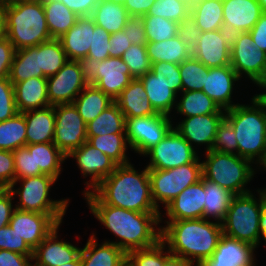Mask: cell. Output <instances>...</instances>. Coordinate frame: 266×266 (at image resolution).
<instances>
[{
  "mask_svg": "<svg viewBox=\"0 0 266 266\" xmlns=\"http://www.w3.org/2000/svg\"><path fill=\"white\" fill-rule=\"evenodd\" d=\"M88 204H106L135 212H160L152 199L149 169L138 173L129 162L118 165L93 191L83 194Z\"/></svg>",
  "mask_w": 266,
  "mask_h": 266,
  "instance_id": "obj_1",
  "label": "cell"
},
{
  "mask_svg": "<svg viewBox=\"0 0 266 266\" xmlns=\"http://www.w3.org/2000/svg\"><path fill=\"white\" fill-rule=\"evenodd\" d=\"M91 213L120 238L115 244L126 254L143 248L154 246L161 240L162 221L160 212H135L106 204H88ZM155 226V227H154Z\"/></svg>",
  "mask_w": 266,
  "mask_h": 266,
  "instance_id": "obj_2",
  "label": "cell"
},
{
  "mask_svg": "<svg viewBox=\"0 0 266 266\" xmlns=\"http://www.w3.org/2000/svg\"><path fill=\"white\" fill-rule=\"evenodd\" d=\"M161 240L167 244L169 252L176 257L196 262L211 257L223 235L222 223L203 218L179 221H165Z\"/></svg>",
  "mask_w": 266,
  "mask_h": 266,
  "instance_id": "obj_3",
  "label": "cell"
},
{
  "mask_svg": "<svg viewBox=\"0 0 266 266\" xmlns=\"http://www.w3.org/2000/svg\"><path fill=\"white\" fill-rule=\"evenodd\" d=\"M251 104L227 109L225 119L235 131L238 156L260 165L266 158V111L254 96Z\"/></svg>",
  "mask_w": 266,
  "mask_h": 266,
  "instance_id": "obj_4",
  "label": "cell"
},
{
  "mask_svg": "<svg viewBox=\"0 0 266 266\" xmlns=\"http://www.w3.org/2000/svg\"><path fill=\"white\" fill-rule=\"evenodd\" d=\"M4 26L5 36L15 50L36 47L52 39L40 0L7 4Z\"/></svg>",
  "mask_w": 266,
  "mask_h": 266,
  "instance_id": "obj_5",
  "label": "cell"
},
{
  "mask_svg": "<svg viewBox=\"0 0 266 266\" xmlns=\"http://www.w3.org/2000/svg\"><path fill=\"white\" fill-rule=\"evenodd\" d=\"M257 192L259 199L251 192L235 195L222 222L223 235L247 242L255 248L261 242L259 221L262 204L266 200V188L257 189Z\"/></svg>",
  "mask_w": 266,
  "mask_h": 266,
  "instance_id": "obj_6",
  "label": "cell"
},
{
  "mask_svg": "<svg viewBox=\"0 0 266 266\" xmlns=\"http://www.w3.org/2000/svg\"><path fill=\"white\" fill-rule=\"evenodd\" d=\"M206 153V161H202L203 178L220 185L234 195L250 193L248 182L255 174L249 159L235 154L221 153L211 150ZM246 187V188H245Z\"/></svg>",
  "mask_w": 266,
  "mask_h": 266,
  "instance_id": "obj_7",
  "label": "cell"
},
{
  "mask_svg": "<svg viewBox=\"0 0 266 266\" xmlns=\"http://www.w3.org/2000/svg\"><path fill=\"white\" fill-rule=\"evenodd\" d=\"M56 180L47 174L16 179L9 188L13 196L18 194L17 196L20 198V202L15 205V208L48 214L57 224H61L70 201L69 199L50 200L49 191ZM18 181L22 184L19 188L14 189Z\"/></svg>",
  "mask_w": 266,
  "mask_h": 266,
  "instance_id": "obj_8",
  "label": "cell"
},
{
  "mask_svg": "<svg viewBox=\"0 0 266 266\" xmlns=\"http://www.w3.org/2000/svg\"><path fill=\"white\" fill-rule=\"evenodd\" d=\"M202 177V162L199 156L192 163L175 168L149 169L151 194L156 208L159 210L158 203L166 207L185 188L197 183Z\"/></svg>",
  "mask_w": 266,
  "mask_h": 266,
  "instance_id": "obj_9",
  "label": "cell"
},
{
  "mask_svg": "<svg viewBox=\"0 0 266 266\" xmlns=\"http://www.w3.org/2000/svg\"><path fill=\"white\" fill-rule=\"evenodd\" d=\"M77 61L88 84L95 85L112 100H115L134 79L121 57H108L101 61L82 58Z\"/></svg>",
  "mask_w": 266,
  "mask_h": 266,
  "instance_id": "obj_10",
  "label": "cell"
},
{
  "mask_svg": "<svg viewBox=\"0 0 266 266\" xmlns=\"http://www.w3.org/2000/svg\"><path fill=\"white\" fill-rule=\"evenodd\" d=\"M230 65L239 78L244 73L256 85L266 80V53L254 45L249 32L232 35Z\"/></svg>",
  "mask_w": 266,
  "mask_h": 266,
  "instance_id": "obj_11",
  "label": "cell"
},
{
  "mask_svg": "<svg viewBox=\"0 0 266 266\" xmlns=\"http://www.w3.org/2000/svg\"><path fill=\"white\" fill-rule=\"evenodd\" d=\"M125 119V133L129 147L143 156L174 128L171 123L172 118L159 113Z\"/></svg>",
  "mask_w": 266,
  "mask_h": 266,
  "instance_id": "obj_12",
  "label": "cell"
},
{
  "mask_svg": "<svg viewBox=\"0 0 266 266\" xmlns=\"http://www.w3.org/2000/svg\"><path fill=\"white\" fill-rule=\"evenodd\" d=\"M53 143L68 156L87 141V127L73 103L54 105Z\"/></svg>",
  "mask_w": 266,
  "mask_h": 266,
  "instance_id": "obj_13",
  "label": "cell"
},
{
  "mask_svg": "<svg viewBox=\"0 0 266 266\" xmlns=\"http://www.w3.org/2000/svg\"><path fill=\"white\" fill-rule=\"evenodd\" d=\"M150 157L148 169L166 170L192 163L198 154L196 150L173 128L157 145L144 156Z\"/></svg>",
  "mask_w": 266,
  "mask_h": 266,
  "instance_id": "obj_14",
  "label": "cell"
},
{
  "mask_svg": "<svg viewBox=\"0 0 266 266\" xmlns=\"http://www.w3.org/2000/svg\"><path fill=\"white\" fill-rule=\"evenodd\" d=\"M192 56L207 68L230 65L232 35L224 29L207 32H189Z\"/></svg>",
  "mask_w": 266,
  "mask_h": 266,
  "instance_id": "obj_15",
  "label": "cell"
},
{
  "mask_svg": "<svg viewBox=\"0 0 266 266\" xmlns=\"http://www.w3.org/2000/svg\"><path fill=\"white\" fill-rule=\"evenodd\" d=\"M87 85L78 61L68 60L55 75L47 77L49 104L73 103Z\"/></svg>",
  "mask_w": 266,
  "mask_h": 266,
  "instance_id": "obj_16",
  "label": "cell"
},
{
  "mask_svg": "<svg viewBox=\"0 0 266 266\" xmlns=\"http://www.w3.org/2000/svg\"><path fill=\"white\" fill-rule=\"evenodd\" d=\"M76 159L78 168L83 177L91 176L89 182L86 183L87 189L83 193H87L94 189L103 179L107 178L118 166L112 159L90 145L87 141L79 148L72 151L67 158Z\"/></svg>",
  "mask_w": 266,
  "mask_h": 266,
  "instance_id": "obj_17",
  "label": "cell"
},
{
  "mask_svg": "<svg viewBox=\"0 0 266 266\" xmlns=\"http://www.w3.org/2000/svg\"><path fill=\"white\" fill-rule=\"evenodd\" d=\"M8 225L34 250L58 224L48 214L15 209Z\"/></svg>",
  "mask_w": 266,
  "mask_h": 266,
  "instance_id": "obj_18",
  "label": "cell"
},
{
  "mask_svg": "<svg viewBox=\"0 0 266 266\" xmlns=\"http://www.w3.org/2000/svg\"><path fill=\"white\" fill-rule=\"evenodd\" d=\"M225 118V114H207L186 117L174 127L195 150L193 143L206 146V152L212 150L217 127Z\"/></svg>",
  "mask_w": 266,
  "mask_h": 266,
  "instance_id": "obj_19",
  "label": "cell"
},
{
  "mask_svg": "<svg viewBox=\"0 0 266 266\" xmlns=\"http://www.w3.org/2000/svg\"><path fill=\"white\" fill-rule=\"evenodd\" d=\"M262 14L257 0H223V28L231 35L249 32Z\"/></svg>",
  "mask_w": 266,
  "mask_h": 266,
  "instance_id": "obj_20",
  "label": "cell"
},
{
  "mask_svg": "<svg viewBox=\"0 0 266 266\" xmlns=\"http://www.w3.org/2000/svg\"><path fill=\"white\" fill-rule=\"evenodd\" d=\"M255 249L247 242L222 235L211 257L198 266H255Z\"/></svg>",
  "mask_w": 266,
  "mask_h": 266,
  "instance_id": "obj_21",
  "label": "cell"
},
{
  "mask_svg": "<svg viewBox=\"0 0 266 266\" xmlns=\"http://www.w3.org/2000/svg\"><path fill=\"white\" fill-rule=\"evenodd\" d=\"M60 224L46 236V238L33 250L34 266H61L73 262L79 255L81 248L70 242L58 239Z\"/></svg>",
  "mask_w": 266,
  "mask_h": 266,
  "instance_id": "obj_22",
  "label": "cell"
},
{
  "mask_svg": "<svg viewBox=\"0 0 266 266\" xmlns=\"http://www.w3.org/2000/svg\"><path fill=\"white\" fill-rule=\"evenodd\" d=\"M205 188L204 178L185 188L166 207L169 221L203 218Z\"/></svg>",
  "mask_w": 266,
  "mask_h": 266,
  "instance_id": "obj_23",
  "label": "cell"
},
{
  "mask_svg": "<svg viewBox=\"0 0 266 266\" xmlns=\"http://www.w3.org/2000/svg\"><path fill=\"white\" fill-rule=\"evenodd\" d=\"M239 80L240 78L231 65L209 68L205 73V84L202 91L221 109H231L239 104H234L231 100L234 83Z\"/></svg>",
  "mask_w": 266,
  "mask_h": 266,
  "instance_id": "obj_24",
  "label": "cell"
},
{
  "mask_svg": "<svg viewBox=\"0 0 266 266\" xmlns=\"http://www.w3.org/2000/svg\"><path fill=\"white\" fill-rule=\"evenodd\" d=\"M146 50L151 64L157 62L181 64L192 56L189 31L186 28L172 39L160 42H147Z\"/></svg>",
  "mask_w": 266,
  "mask_h": 266,
  "instance_id": "obj_25",
  "label": "cell"
},
{
  "mask_svg": "<svg viewBox=\"0 0 266 266\" xmlns=\"http://www.w3.org/2000/svg\"><path fill=\"white\" fill-rule=\"evenodd\" d=\"M95 22L90 16H82L59 38L68 60L86 58L93 40Z\"/></svg>",
  "mask_w": 266,
  "mask_h": 266,
  "instance_id": "obj_26",
  "label": "cell"
},
{
  "mask_svg": "<svg viewBox=\"0 0 266 266\" xmlns=\"http://www.w3.org/2000/svg\"><path fill=\"white\" fill-rule=\"evenodd\" d=\"M114 102L118 105L125 118L158 114L147 98L144 85L139 78L132 79Z\"/></svg>",
  "mask_w": 266,
  "mask_h": 266,
  "instance_id": "obj_27",
  "label": "cell"
},
{
  "mask_svg": "<svg viewBox=\"0 0 266 266\" xmlns=\"http://www.w3.org/2000/svg\"><path fill=\"white\" fill-rule=\"evenodd\" d=\"M15 103L18 112L45 108L49 106L47 78L31 77L14 84Z\"/></svg>",
  "mask_w": 266,
  "mask_h": 266,
  "instance_id": "obj_28",
  "label": "cell"
},
{
  "mask_svg": "<svg viewBox=\"0 0 266 266\" xmlns=\"http://www.w3.org/2000/svg\"><path fill=\"white\" fill-rule=\"evenodd\" d=\"M189 32H207L223 28V0H201L190 6Z\"/></svg>",
  "mask_w": 266,
  "mask_h": 266,
  "instance_id": "obj_29",
  "label": "cell"
},
{
  "mask_svg": "<svg viewBox=\"0 0 266 266\" xmlns=\"http://www.w3.org/2000/svg\"><path fill=\"white\" fill-rule=\"evenodd\" d=\"M81 266H122L126 253L115 244L103 242L98 244L92 234L80 251Z\"/></svg>",
  "mask_w": 266,
  "mask_h": 266,
  "instance_id": "obj_30",
  "label": "cell"
},
{
  "mask_svg": "<svg viewBox=\"0 0 266 266\" xmlns=\"http://www.w3.org/2000/svg\"><path fill=\"white\" fill-rule=\"evenodd\" d=\"M26 121L27 145L53 142L55 129L54 106L23 113Z\"/></svg>",
  "mask_w": 266,
  "mask_h": 266,
  "instance_id": "obj_31",
  "label": "cell"
},
{
  "mask_svg": "<svg viewBox=\"0 0 266 266\" xmlns=\"http://www.w3.org/2000/svg\"><path fill=\"white\" fill-rule=\"evenodd\" d=\"M139 79L144 85L147 98L154 110L159 114L171 116L170 113L176 106L178 96L171 86L159 80L151 70Z\"/></svg>",
  "mask_w": 266,
  "mask_h": 266,
  "instance_id": "obj_32",
  "label": "cell"
},
{
  "mask_svg": "<svg viewBox=\"0 0 266 266\" xmlns=\"http://www.w3.org/2000/svg\"><path fill=\"white\" fill-rule=\"evenodd\" d=\"M113 102L114 100L102 90L98 89L95 85L88 84L75 98L73 104L83 121L87 124L99 116Z\"/></svg>",
  "mask_w": 266,
  "mask_h": 266,
  "instance_id": "obj_33",
  "label": "cell"
},
{
  "mask_svg": "<svg viewBox=\"0 0 266 266\" xmlns=\"http://www.w3.org/2000/svg\"><path fill=\"white\" fill-rule=\"evenodd\" d=\"M90 17L108 33L122 31L130 17L123 4L100 0Z\"/></svg>",
  "mask_w": 266,
  "mask_h": 266,
  "instance_id": "obj_34",
  "label": "cell"
},
{
  "mask_svg": "<svg viewBox=\"0 0 266 266\" xmlns=\"http://www.w3.org/2000/svg\"><path fill=\"white\" fill-rule=\"evenodd\" d=\"M205 203L203 219L213 218L216 222L222 223L226 217L230 203L235 196L220 185L204 179Z\"/></svg>",
  "mask_w": 266,
  "mask_h": 266,
  "instance_id": "obj_35",
  "label": "cell"
},
{
  "mask_svg": "<svg viewBox=\"0 0 266 266\" xmlns=\"http://www.w3.org/2000/svg\"><path fill=\"white\" fill-rule=\"evenodd\" d=\"M31 77H45L39 69L38 45L15 51L8 78L14 85Z\"/></svg>",
  "mask_w": 266,
  "mask_h": 266,
  "instance_id": "obj_36",
  "label": "cell"
},
{
  "mask_svg": "<svg viewBox=\"0 0 266 266\" xmlns=\"http://www.w3.org/2000/svg\"><path fill=\"white\" fill-rule=\"evenodd\" d=\"M46 23L52 39L62 37L76 22L79 16L60 1L42 2Z\"/></svg>",
  "mask_w": 266,
  "mask_h": 266,
  "instance_id": "obj_37",
  "label": "cell"
},
{
  "mask_svg": "<svg viewBox=\"0 0 266 266\" xmlns=\"http://www.w3.org/2000/svg\"><path fill=\"white\" fill-rule=\"evenodd\" d=\"M179 102H176V111L185 117L207 114H225L226 110L221 109L203 91H182Z\"/></svg>",
  "mask_w": 266,
  "mask_h": 266,
  "instance_id": "obj_38",
  "label": "cell"
},
{
  "mask_svg": "<svg viewBox=\"0 0 266 266\" xmlns=\"http://www.w3.org/2000/svg\"><path fill=\"white\" fill-rule=\"evenodd\" d=\"M126 119L118 105L113 102L99 116L87 123V139L113 133H125Z\"/></svg>",
  "mask_w": 266,
  "mask_h": 266,
  "instance_id": "obj_39",
  "label": "cell"
},
{
  "mask_svg": "<svg viewBox=\"0 0 266 266\" xmlns=\"http://www.w3.org/2000/svg\"><path fill=\"white\" fill-rule=\"evenodd\" d=\"M67 156L53 143L34 144L35 169L42 175L47 174L56 179L61 173V165Z\"/></svg>",
  "mask_w": 266,
  "mask_h": 266,
  "instance_id": "obj_40",
  "label": "cell"
},
{
  "mask_svg": "<svg viewBox=\"0 0 266 266\" xmlns=\"http://www.w3.org/2000/svg\"><path fill=\"white\" fill-rule=\"evenodd\" d=\"M87 142L107 155L117 165L129 163L126 155L127 147L129 146L126 133L90 136Z\"/></svg>",
  "mask_w": 266,
  "mask_h": 266,
  "instance_id": "obj_41",
  "label": "cell"
},
{
  "mask_svg": "<svg viewBox=\"0 0 266 266\" xmlns=\"http://www.w3.org/2000/svg\"><path fill=\"white\" fill-rule=\"evenodd\" d=\"M67 61V55L59 39L38 44L39 69L46 78L55 75Z\"/></svg>",
  "mask_w": 266,
  "mask_h": 266,
  "instance_id": "obj_42",
  "label": "cell"
},
{
  "mask_svg": "<svg viewBox=\"0 0 266 266\" xmlns=\"http://www.w3.org/2000/svg\"><path fill=\"white\" fill-rule=\"evenodd\" d=\"M27 145L26 121L23 113L0 122V150L14 151Z\"/></svg>",
  "mask_w": 266,
  "mask_h": 266,
  "instance_id": "obj_43",
  "label": "cell"
},
{
  "mask_svg": "<svg viewBox=\"0 0 266 266\" xmlns=\"http://www.w3.org/2000/svg\"><path fill=\"white\" fill-rule=\"evenodd\" d=\"M146 15L169 19L186 29L190 23V5L187 0H155Z\"/></svg>",
  "mask_w": 266,
  "mask_h": 266,
  "instance_id": "obj_44",
  "label": "cell"
},
{
  "mask_svg": "<svg viewBox=\"0 0 266 266\" xmlns=\"http://www.w3.org/2000/svg\"><path fill=\"white\" fill-rule=\"evenodd\" d=\"M142 18L147 42L172 39L184 30L179 23L160 16L144 15Z\"/></svg>",
  "mask_w": 266,
  "mask_h": 266,
  "instance_id": "obj_45",
  "label": "cell"
},
{
  "mask_svg": "<svg viewBox=\"0 0 266 266\" xmlns=\"http://www.w3.org/2000/svg\"><path fill=\"white\" fill-rule=\"evenodd\" d=\"M166 244L160 240L154 246L131 251L126 254V261L131 266H164L166 260L172 255Z\"/></svg>",
  "mask_w": 266,
  "mask_h": 266,
  "instance_id": "obj_46",
  "label": "cell"
},
{
  "mask_svg": "<svg viewBox=\"0 0 266 266\" xmlns=\"http://www.w3.org/2000/svg\"><path fill=\"white\" fill-rule=\"evenodd\" d=\"M182 91H202L205 73L209 70L198 59L191 56L179 64Z\"/></svg>",
  "mask_w": 266,
  "mask_h": 266,
  "instance_id": "obj_47",
  "label": "cell"
},
{
  "mask_svg": "<svg viewBox=\"0 0 266 266\" xmlns=\"http://www.w3.org/2000/svg\"><path fill=\"white\" fill-rule=\"evenodd\" d=\"M121 58L128 65L133 78H140L151 70L152 64L147 54L146 45L132 44Z\"/></svg>",
  "mask_w": 266,
  "mask_h": 266,
  "instance_id": "obj_48",
  "label": "cell"
},
{
  "mask_svg": "<svg viewBox=\"0 0 266 266\" xmlns=\"http://www.w3.org/2000/svg\"><path fill=\"white\" fill-rule=\"evenodd\" d=\"M15 165V180L41 175L35 169L34 144L19 147L13 151Z\"/></svg>",
  "mask_w": 266,
  "mask_h": 266,
  "instance_id": "obj_49",
  "label": "cell"
},
{
  "mask_svg": "<svg viewBox=\"0 0 266 266\" xmlns=\"http://www.w3.org/2000/svg\"><path fill=\"white\" fill-rule=\"evenodd\" d=\"M236 134L231 124L224 118L217 127L212 150L238 155Z\"/></svg>",
  "mask_w": 266,
  "mask_h": 266,
  "instance_id": "obj_50",
  "label": "cell"
},
{
  "mask_svg": "<svg viewBox=\"0 0 266 266\" xmlns=\"http://www.w3.org/2000/svg\"><path fill=\"white\" fill-rule=\"evenodd\" d=\"M151 71L159 80L171 86L177 94L182 92V79L180 76L179 64L171 62L152 63Z\"/></svg>",
  "mask_w": 266,
  "mask_h": 266,
  "instance_id": "obj_51",
  "label": "cell"
},
{
  "mask_svg": "<svg viewBox=\"0 0 266 266\" xmlns=\"http://www.w3.org/2000/svg\"><path fill=\"white\" fill-rule=\"evenodd\" d=\"M17 113L14 85L9 78H0V122L10 119Z\"/></svg>",
  "mask_w": 266,
  "mask_h": 266,
  "instance_id": "obj_52",
  "label": "cell"
},
{
  "mask_svg": "<svg viewBox=\"0 0 266 266\" xmlns=\"http://www.w3.org/2000/svg\"><path fill=\"white\" fill-rule=\"evenodd\" d=\"M0 250L33 255V250L9 225L0 228Z\"/></svg>",
  "mask_w": 266,
  "mask_h": 266,
  "instance_id": "obj_53",
  "label": "cell"
},
{
  "mask_svg": "<svg viewBox=\"0 0 266 266\" xmlns=\"http://www.w3.org/2000/svg\"><path fill=\"white\" fill-rule=\"evenodd\" d=\"M110 33H108L104 28L96 25L93 32V40L90 45L89 52L86 58H92L96 60H105L109 56L110 48Z\"/></svg>",
  "mask_w": 266,
  "mask_h": 266,
  "instance_id": "obj_54",
  "label": "cell"
},
{
  "mask_svg": "<svg viewBox=\"0 0 266 266\" xmlns=\"http://www.w3.org/2000/svg\"><path fill=\"white\" fill-rule=\"evenodd\" d=\"M15 181L14 154L0 150V188L9 189Z\"/></svg>",
  "mask_w": 266,
  "mask_h": 266,
  "instance_id": "obj_55",
  "label": "cell"
},
{
  "mask_svg": "<svg viewBox=\"0 0 266 266\" xmlns=\"http://www.w3.org/2000/svg\"><path fill=\"white\" fill-rule=\"evenodd\" d=\"M123 31L133 45H146L147 38L142 17L130 16Z\"/></svg>",
  "mask_w": 266,
  "mask_h": 266,
  "instance_id": "obj_56",
  "label": "cell"
},
{
  "mask_svg": "<svg viewBox=\"0 0 266 266\" xmlns=\"http://www.w3.org/2000/svg\"><path fill=\"white\" fill-rule=\"evenodd\" d=\"M15 51L14 46L6 36L0 39V78L9 77Z\"/></svg>",
  "mask_w": 266,
  "mask_h": 266,
  "instance_id": "obj_57",
  "label": "cell"
},
{
  "mask_svg": "<svg viewBox=\"0 0 266 266\" xmlns=\"http://www.w3.org/2000/svg\"><path fill=\"white\" fill-rule=\"evenodd\" d=\"M13 197L9 189L0 188V228L8 226L16 209L12 205Z\"/></svg>",
  "mask_w": 266,
  "mask_h": 266,
  "instance_id": "obj_58",
  "label": "cell"
},
{
  "mask_svg": "<svg viewBox=\"0 0 266 266\" xmlns=\"http://www.w3.org/2000/svg\"><path fill=\"white\" fill-rule=\"evenodd\" d=\"M30 261L33 262V255H23L14 251L0 250V266H34Z\"/></svg>",
  "mask_w": 266,
  "mask_h": 266,
  "instance_id": "obj_59",
  "label": "cell"
},
{
  "mask_svg": "<svg viewBox=\"0 0 266 266\" xmlns=\"http://www.w3.org/2000/svg\"><path fill=\"white\" fill-rule=\"evenodd\" d=\"M110 48L109 56L110 57H121L123 53L131 47V42L125 32L118 31L110 35Z\"/></svg>",
  "mask_w": 266,
  "mask_h": 266,
  "instance_id": "obj_60",
  "label": "cell"
},
{
  "mask_svg": "<svg viewBox=\"0 0 266 266\" xmlns=\"http://www.w3.org/2000/svg\"><path fill=\"white\" fill-rule=\"evenodd\" d=\"M79 17L90 16L100 0H59Z\"/></svg>",
  "mask_w": 266,
  "mask_h": 266,
  "instance_id": "obj_61",
  "label": "cell"
},
{
  "mask_svg": "<svg viewBox=\"0 0 266 266\" xmlns=\"http://www.w3.org/2000/svg\"><path fill=\"white\" fill-rule=\"evenodd\" d=\"M253 43L266 53V13H263L254 27L249 31Z\"/></svg>",
  "mask_w": 266,
  "mask_h": 266,
  "instance_id": "obj_62",
  "label": "cell"
},
{
  "mask_svg": "<svg viewBox=\"0 0 266 266\" xmlns=\"http://www.w3.org/2000/svg\"><path fill=\"white\" fill-rule=\"evenodd\" d=\"M155 0H126L124 6L129 16L142 17L146 15Z\"/></svg>",
  "mask_w": 266,
  "mask_h": 266,
  "instance_id": "obj_63",
  "label": "cell"
},
{
  "mask_svg": "<svg viewBox=\"0 0 266 266\" xmlns=\"http://www.w3.org/2000/svg\"><path fill=\"white\" fill-rule=\"evenodd\" d=\"M164 266H194L193 262L186 259L171 255L165 262Z\"/></svg>",
  "mask_w": 266,
  "mask_h": 266,
  "instance_id": "obj_64",
  "label": "cell"
},
{
  "mask_svg": "<svg viewBox=\"0 0 266 266\" xmlns=\"http://www.w3.org/2000/svg\"><path fill=\"white\" fill-rule=\"evenodd\" d=\"M259 230H260V238L263 237V239L266 242V200L262 204V211L259 221Z\"/></svg>",
  "mask_w": 266,
  "mask_h": 266,
  "instance_id": "obj_65",
  "label": "cell"
},
{
  "mask_svg": "<svg viewBox=\"0 0 266 266\" xmlns=\"http://www.w3.org/2000/svg\"><path fill=\"white\" fill-rule=\"evenodd\" d=\"M257 86H259L261 89L266 90V80L258 83ZM254 97L264 107L266 111V92L264 91V93L257 94Z\"/></svg>",
  "mask_w": 266,
  "mask_h": 266,
  "instance_id": "obj_66",
  "label": "cell"
},
{
  "mask_svg": "<svg viewBox=\"0 0 266 266\" xmlns=\"http://www.w3.org/2000/svg\"><path fill=\"white\" fill-rule=\"evenodd\" d=\"M5 4L0 2V39L5 36V26H4V18H5Z\"/></svg>",
  "mask_w": 266,
  "mask_h": 266,
  "instance_id": "obj_67",
  "label": "cell"
},
{
  "mask_svg": "<svg viewBox=\"0 0 266 266\" xmlns=\"http://www.w3.org/2000/svg\"><path fill=\"white\" fill-rule=\"evenodd\" d=\"M61 266H81L80 255L73 262L62 264Z\"/></svg>",
  "mask_w": 266,
  "mask_h": 266,
  "instance_id": "obj_68",
  "label": "cell"
},
{
  "mask_svg": "<svg viewBox=\"0 0 266 266\" xmlns=\"http://www.w3.org/2000/svg\"><path fill=\"white\" fill-rule=\"evenodd\" d=\"M26 1H34V0H0L2 4H10V3H18V2H26Z\"/></svg>",
  "mask_w": 266,
  "mask_h": 266,
  "instance_id": "obj_69",
  "label": "cell"
},
{
  "mask_svg": "<svg viewBox=\"0 0 266 266\" xmlns=\"http://www.w3.org/2000/svg\"><path fill=\"white\" fill-rule=\"evenodd\" d=\"M262 8L263 13H266V0H257Z\"/></svg>",
  "mask_w": 266,
  "mask_h": 266,
  "instance_id": "obj_70",
  "label": "cell"
},
{
  "mask_svg": "<svg viewBox=\"0 0 266 266\" xmlns=\"http://www.w3.org/2000/svg\"><path fill=\"white\" fill-rule=\"evenodd\" d=\"M106 1H110V2H113V3H118V4H123L124 5L126 0H106Z\"/></svg>",
  "mask_w": 266,
  "mask_h": 266,
  "instance_id": "obj_71",
  "label": "cell"
},
{
  "mask_svg": "<svg viewBox=\"0 0 266 266\" xmlns=\"http://www.w3.org/2000/svg\"><path fill=\"white\" fill-rule=\"evenodd\" d=\"M201 1V0H187V2L189 3V5H193L194 3Z\"/></svg>",
  "mask_w": 266,
  "mask_h": 266,
  "instance_id": "obj_72",
  "label": "cell"
},
{
  "mask_svg": "<svg viewBox=\"0 0 266 266\" xmlns=\"http://www.w3.org/2000/svg\"><path fill=\"white\" fill-rule=\"evenodd\" d=\"M260 165L261 166H259V167H263V169L266 170V158Z\"/></svg>",
  "mask_w": 266,
  "mask_h": 266,
  "instance_id": "obj_73",
  "label": "cell"
},
{
  "mask_svg": "<svg viewBox=\"0 0 266 266\" xmlns=\"http://www.w3.org/2000/svg\"><path fill=\"white\" fill-rule=\"evenodd\" d=\"M122 266H131V265L127 261H125Z\"/></svg>",
  "mask_w": 266,
  "mask_h": 266,
  "instance_id": "obj_74",
  "label": "cell"
},
{
  "mask_svg": "<svg viewBox=\"0 0 266 266\" xmlns=\"http://www.w3.org/2000/svg\"><path fill=\"white\" fill-rule=\"evenodd\" d=\"M41 2H47V1H52V0H40ZM54 1H59V0H54Z\"/></svg>",
  "mask_w": 266,
  "mask_h": 266,
  "instance_id": "obj_75",
  "label": "cell"
}]
</instances>
